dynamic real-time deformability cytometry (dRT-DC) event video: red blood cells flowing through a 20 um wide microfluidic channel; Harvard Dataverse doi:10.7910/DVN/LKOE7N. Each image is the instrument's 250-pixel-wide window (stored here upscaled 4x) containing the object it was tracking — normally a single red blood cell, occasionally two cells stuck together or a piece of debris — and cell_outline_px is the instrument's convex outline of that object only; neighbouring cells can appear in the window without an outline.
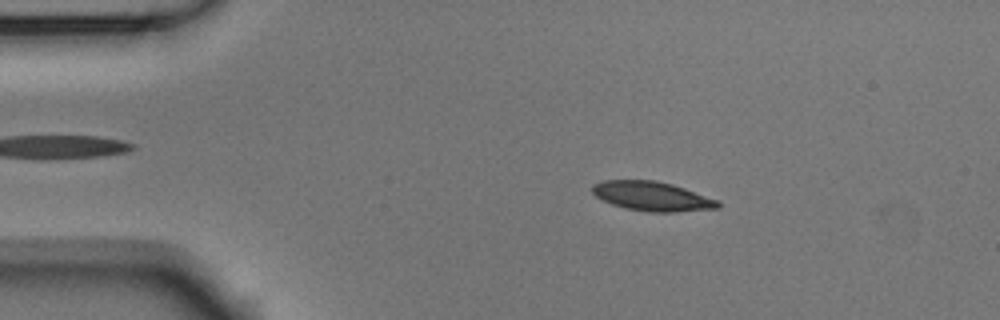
{"species": "Egyptian fruit bat (a non-hibernating species)", "species_latin": "Rousettus aegyptiacus", "temperature_condition": "room temperature", "stored_images_in_passage": 51, "camera_frame_rate_fps": 3000, "um_per_image_px": 0.085, "animal": {"sex": "male"}, "frame": {"image": 1, "passage_image": 7, "time_ms": 2.0, "image_size_px": [1000, 320], "cell_outline_px": [[720, 208], [676, 212], [648, 212], [624, 208], [612, 204], [596, 196], [592, 192], [592, 184], [604, 180], [656, 180], [672, 184], [684, 188], [716, 200], [720, 204]], "centroid_in_image_um": [55.4, 16.68], "position_along_channel_um": 29.6, "area_um2": 21.39}}
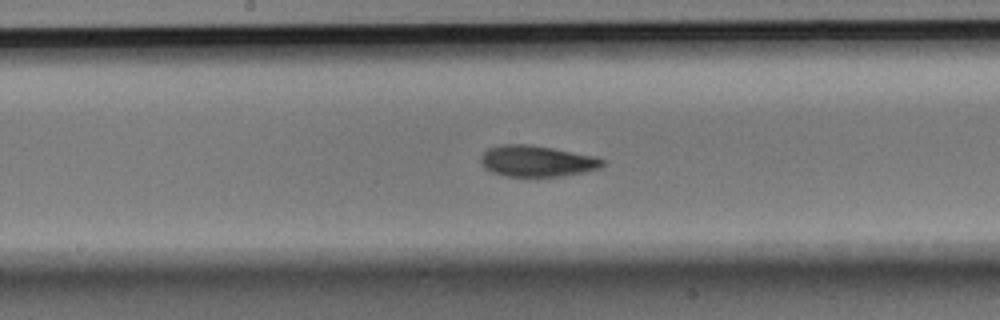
{"frame": {"image": 2, "passage_image": 25, "time_ms": 8.0, "image_size_px": [1000, 320], "cell_outline_px": [[604, 164], [600, 168], [584, 172], [560, 176], [508, 176], [492, 172], [484, 168], [480, 160], [480, 156], [488, 148], [504, 144], [528, 144], [552, 148], [592, 156], [604, 160]], "centroid_in_image_um": [45.6, 13.69], "position_along_channel_um": 202.6, "area_um2": 21.85}}
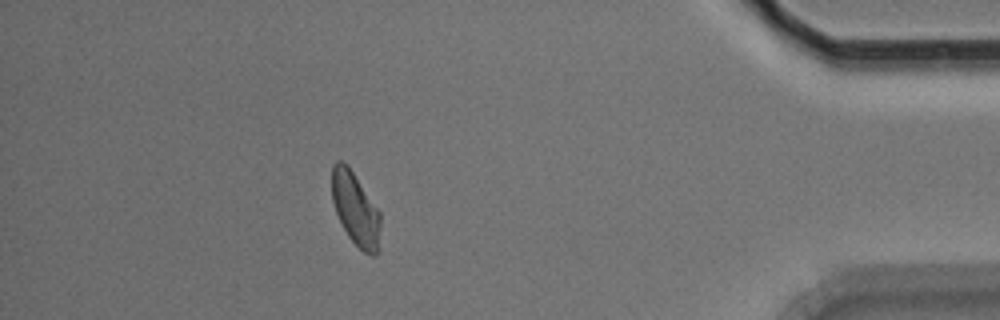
{"frame": {"image": 3, "passage_image": 45, "time_ms": 14.667, "image_size_px": [1000, 320], "cell_outline_px": [[380, 224], [376, 256], [372, 256], [364, 252], [348, 236], [336, 212], [332, 200], [332, 164], [336, 160], [340, 160], [348, 164], [380, 212]], "centroid_in_image_um": [30.2, 17.71], "position_along_channel_um": 405.0, "area_um2": 20.46}, "authors_computed_cell_mechanics": {"area_um2": 21.386, "velocity_mm_per_s": 3.7423, "shape_relaxation_time_tau1_ms": 4.0357, "shape_relaxation_time_tau2_ms": 3.7031, "deformation_change_tau1": 0.1202, "deformation_change_tau2": 0.0719}}